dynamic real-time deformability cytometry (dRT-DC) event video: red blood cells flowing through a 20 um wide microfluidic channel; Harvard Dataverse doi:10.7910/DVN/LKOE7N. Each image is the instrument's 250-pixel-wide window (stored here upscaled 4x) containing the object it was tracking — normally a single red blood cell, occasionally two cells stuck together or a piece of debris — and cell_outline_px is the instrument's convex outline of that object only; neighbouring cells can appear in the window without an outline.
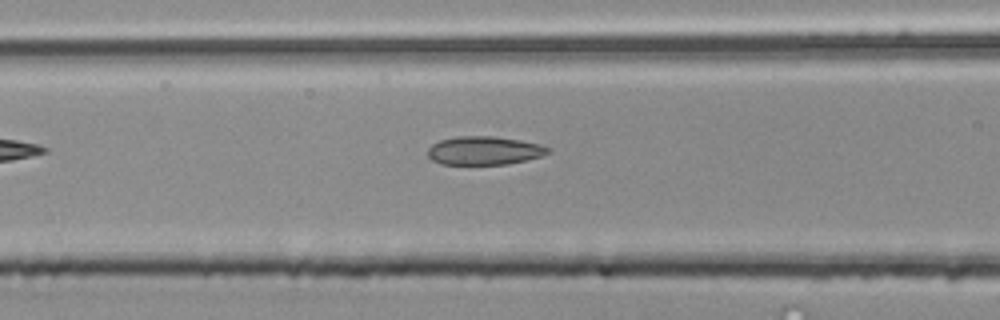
{"species": "common noctule bat (a hibernating species)", "species_latin": "Nyctalus noctula", "temperature_condition": "room temperature", "stored_images_in_passage": 5, "camera_frame_rate_fps": 3000, "um_per_image_px": 0.085, "animal": {"sex": "male", "body_mass_g": 20.4}, "frame": {"image": 1, "passage_image": 5, "time_ms": 1.333, "image_size_px": [1000, 320], "cell_outline_px": [[552, 148], [548, 152], [540, 156], [508, 164], [440, 164], [432, 160], [428, 156], [428, 148], [432, 144], [440, 140], [456, 136], [492, 136], [520, 140], [540, 144]], "centroid_in_image_um": [41.13, 12.79], "position_along_channel_um": 125.5, "area_um2": 19.88}}